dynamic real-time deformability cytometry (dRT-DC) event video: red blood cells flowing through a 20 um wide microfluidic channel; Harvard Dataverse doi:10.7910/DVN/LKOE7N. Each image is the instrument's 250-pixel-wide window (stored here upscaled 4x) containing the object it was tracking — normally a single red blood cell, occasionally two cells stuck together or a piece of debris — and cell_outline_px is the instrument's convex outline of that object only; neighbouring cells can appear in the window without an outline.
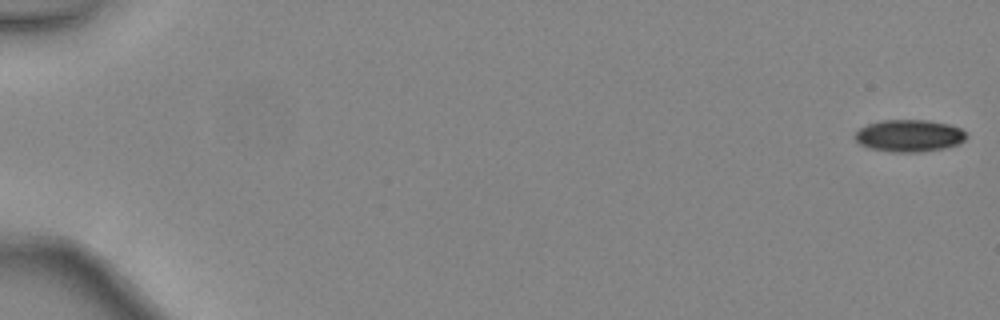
{"species": "common noctule bat (a hibernating species)", "species_latin": "Nyctalus noctula", "temperature_condition": "warm", "stored_images_in_passage": 48, "camera_frame_rate_fps": 3000, "um_per_image_px": 0.085, "animal": {"sex": "female", "body_mass_g": 24.6, "forearm_length_mm": 56.2}, "frame": {"image": 1, "passage_image": 1, "time_ms": 0.0, "image_size_px": [1000, 320], "cell_outline_px": [[968, 136], [964, 140], [956, 144], [944, 148], [920, 152], [888, 152], [868, 148], [860, 144], [856, 140], [856, 132], [860, 128], [868, 124], [880, 120], [924, 120], [948, 124], [960, 128]], "centroid_in_image_um": [77.26, 11.54], "position_along_channel_um": 7.7, "area_um2": 20.75}}
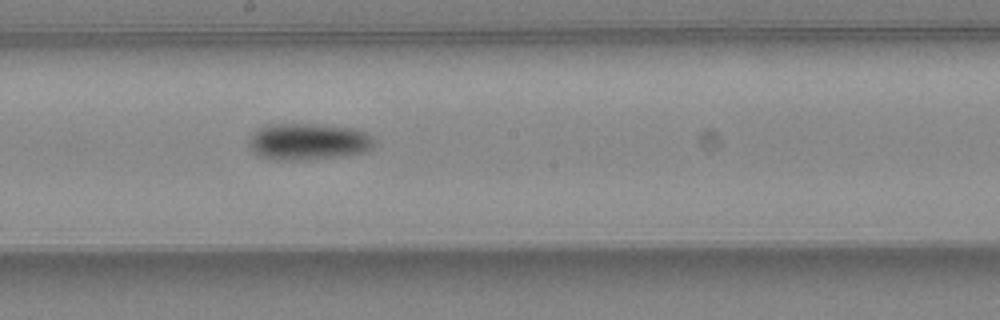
{"frame": {"image": 2, "passage_image": 28, "time_ms": 9.0, "image_size_px": [1000, 320], "cell_outline_px": [[376, 140], [372, 148], [364, 152], [348, 156], [304, 160], [268, 160], [256, 156], [252, 152], [248, 144], [256, 128], [268, 124], [316, 124], [356, 128], [372, 136]], "centroid_in_image_um": [26.19, 12.05], "position_along_channel_um": 222.0, "area_um2": 27.46}}
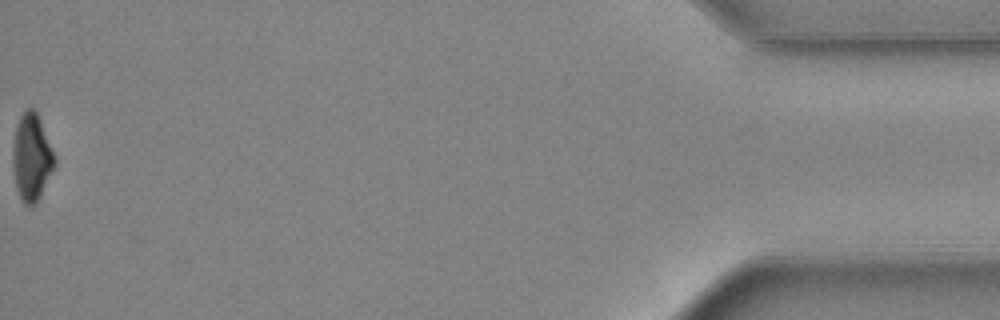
{"frame": {"image": 3, "passage_image": 48, "time_ms": 15.667, "image_size_px": [1000, 320], "cell_outline_px": [[56, 164], [36, 204], [24, 204], [16, 188], [12, 168], [12, 152], [16, 128], [20, 116], [28, 108], [32, 108], [36, 112], [40, 120], [56, 156]], "centroid_in_image_um": [2.69, 13.39], "position_along_channel_um": 432.5, "area_um2": 21.1}, "authors_computed_cell_mechanics": {"area_um2": 23.0911, "velocity_mm_per_s": 4.5031, "shape_relaxation_time_tau1_ms": 3.7142, "shape_relaxation_time_tau2_ms": null, "deformation_change_tau1": 0.1139, "deformation_change_tau2": null}}